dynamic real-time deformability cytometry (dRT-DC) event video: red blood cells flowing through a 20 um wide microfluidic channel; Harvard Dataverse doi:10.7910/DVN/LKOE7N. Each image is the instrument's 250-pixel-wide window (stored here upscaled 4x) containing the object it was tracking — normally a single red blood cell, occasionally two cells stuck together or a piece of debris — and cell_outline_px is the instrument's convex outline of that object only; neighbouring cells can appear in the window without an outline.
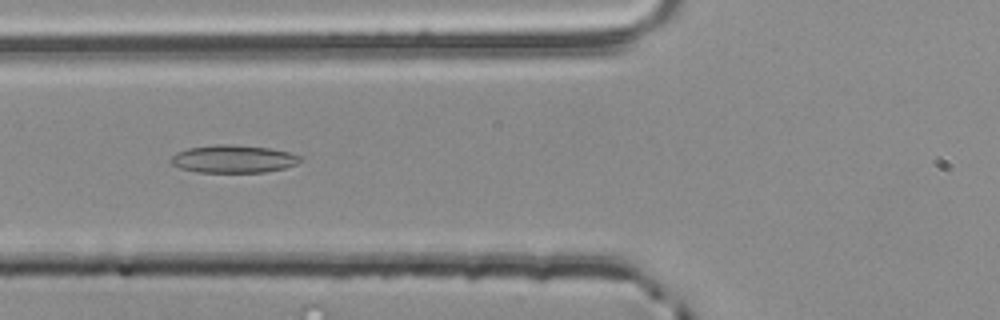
{"species": "common noctule bat (a hibernating species)", "species_latin": "Nyctalus noctula", "temperature_condition": "room temperature", "stored_images_in_passage": 39, "camera_frame_rate_fps": 3000, "um_per_image_px": 0.085, "animal": {"sex": "male", "body_mass_g": 20.4}, "frame": {"image": 1, "passage_image": 8, "time_ms": 2.333, "image_size_px": [1000, 320], "cell_outline_px": [[300, 160], [296, 164], [284, 168], [264, 172], [196, 172], [180, 168], [172, 164], [168, 160], [176, 152], [188, 148], [212, 144], [232, 144], [272, 148], [288, 152], [300, 156]], "centroid_in_image_um": [19.79, 13.5], "position_along_channel_um": 106.0, "area_um2": 21.04}}
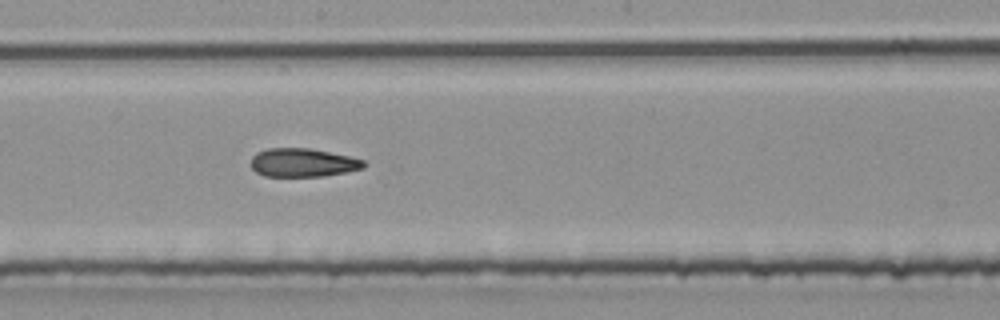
{"frame": {"image": 2, "passage_image": 17, "time_ms": 5.333, "image_size_px": [1000, 320], "cell_outline_px": [[368, 164], [364, 168], [348, 172], [320, 176], [264, 176], [256, 172], [252, 168], [252, 156], [256, 152], [268, 148], [308, 148], [348, 156], [364, 160]], "centroid_in_image_um": [25.75, 13.82], "position_along_channel_um": 222.4, "area_um2": 18.73}}
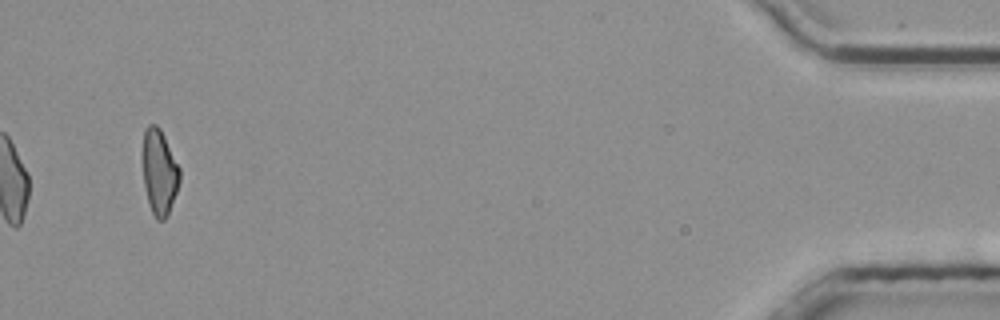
{"frame": {"image": 3, "passage_image": 39, "time_ms": 12.667, "image_size_px": [1000, 320], "cell_outline_px": [[180, 180], [176, 192], [168, 212], [164, 220], [156, 220], [148, 204], [144, 188], [140, 156], [140, 152], [144, 128], [148, 124], [156, 124], [160, 128], [180, 168]], "centroid_in_image_um": [13.48, 14.56], "position_along_channel_um": 421.7, "area_um2": 19.02}, "authors_computed_cell_mechanics": {"area_um2": 19.1896, "velocity_mm_per_s": 3.8693, "shape_relaxation_time_tau1_ms": null, "shape_relaxation_time_tau2_ms": 5.6449, "deformation_change_tau1": null, "deformation_change_tau2": 0.1687}}